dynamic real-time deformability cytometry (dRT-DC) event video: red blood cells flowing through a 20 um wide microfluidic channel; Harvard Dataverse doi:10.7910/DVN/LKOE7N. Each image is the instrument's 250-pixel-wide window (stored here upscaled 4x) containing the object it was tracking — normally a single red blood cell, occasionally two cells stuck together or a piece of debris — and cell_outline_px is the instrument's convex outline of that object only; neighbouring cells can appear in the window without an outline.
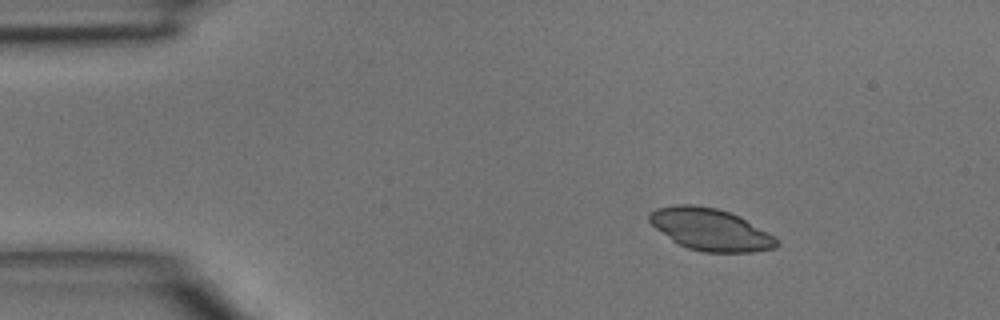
{"species": "common noctule bat (a hibernating species)", "species_latin": "Nyctalus noctula", "temperature_condition": "room temperature", "stored_images_in_passage": 4, "camera_frame_rate_fps": 3000, "um_per_image_px": 0.085, "animal": {"sex": "male", "body_mass_g": 15.6}, "frame": {"image": 1, "passage_image": 1, "time_ms": 0.0, "image_size_px": [1000, 320], "cell_outline_px": [[780, 244], [776, 248], [752, 252], [704, 252], [688, 248], [672, 240], [656, 228], [648, 220], [648, 212], [656, 208], [676, 204], [692, 204], [716, 208], [740, 216], [776, 236], [780, 240]], "centroid_in_image_um": [60.42, 19.5], "position_along_channel_um": 24.6, "area_um2": 31.33}}